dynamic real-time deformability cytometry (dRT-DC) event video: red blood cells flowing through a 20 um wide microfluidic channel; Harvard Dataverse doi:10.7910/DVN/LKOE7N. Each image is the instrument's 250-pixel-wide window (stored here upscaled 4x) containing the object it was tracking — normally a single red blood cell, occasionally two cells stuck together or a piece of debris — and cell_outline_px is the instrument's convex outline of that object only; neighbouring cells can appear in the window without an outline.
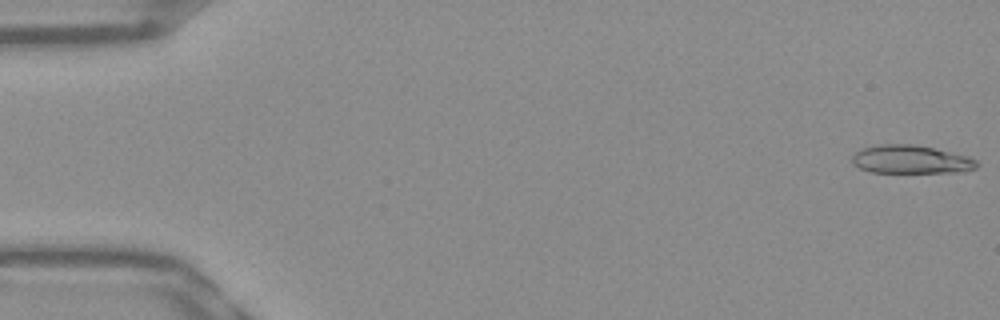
{"species": "Egyptian fruit bat (a non-hibernating species)", "species_latin": "Rousettus aegyptiacus", "temperature_condition": "warm", "stored_images_in_passage": 52, "camera_frame_rate_fps": 3000, "um_per_image_px": 0.085, "frame": {"image": 1, "passage_image": 1, "time_ms": 0.0, "image_size_px": [1000, 320], "cell_outline_px": [[980, 164], [976, 168], [964, 172], [872, 172], [860, 168], [852, 164], [852, 156], [856, 152], [864, 148], [880, 144], [912, 144], [932, 148], [968, 156], [976, 160]], "centroid_in_image_um": [77.45, 13.56], "position_along_channel_um": 7.6, "area_um2": 20.46}}
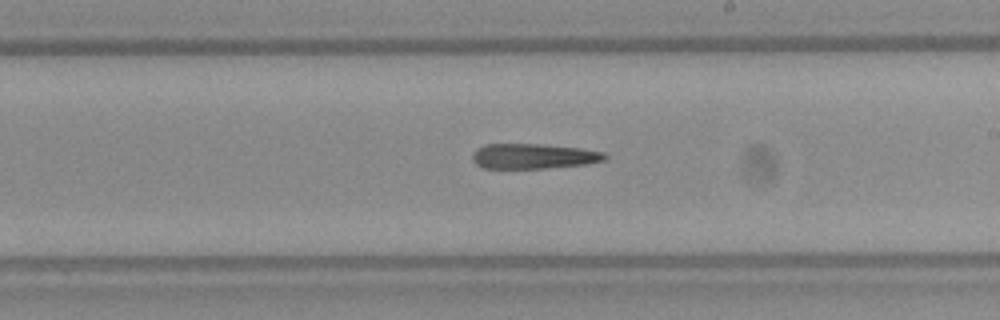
{"frame": {"image": 2, "passage_image": 30, "time_ms": 9.667, "image_size_px": [1000, 320], "cell_outline_px": [[608, 160], [588, 164], [544, 168], [484, 168], [476, 164], [472, 160], [472, 156], [476, 148], [484, 144], [536, 144], [580, 148], [604, 152], [608, 156]], "centroid_in_image_um": [45.37, 13.28], "position_along_channel_um": 243.6, "area_um2": 19.48}}
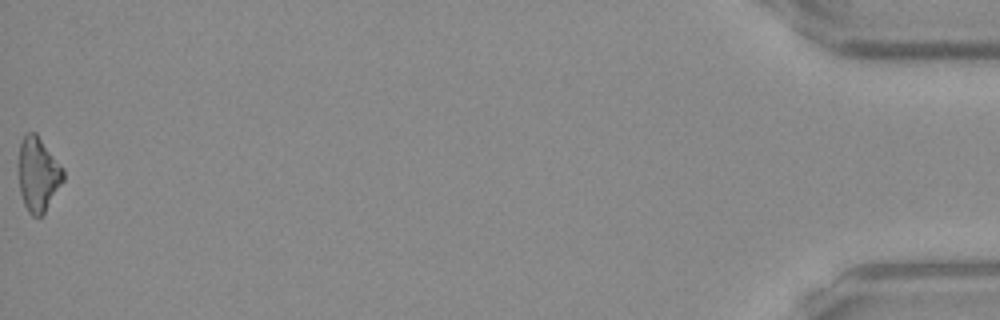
{"frame": {"image": 3, "passage_image": 52, "time_ms": 17.0, "image_size_px": [1000, 320], "cell_outline_px": [[64, 180], [44, 212], [40, 216], [32, 216], [28, 212], [24, 204], [20, 192], [16, 164], [20, 144], [24, 136], [28, 132], [36, 132], [64, 168]], "centroid_in_image_um": [3.21, 14.78], "position_along_channel_um": 432.0, "area_um2": 19.71}}